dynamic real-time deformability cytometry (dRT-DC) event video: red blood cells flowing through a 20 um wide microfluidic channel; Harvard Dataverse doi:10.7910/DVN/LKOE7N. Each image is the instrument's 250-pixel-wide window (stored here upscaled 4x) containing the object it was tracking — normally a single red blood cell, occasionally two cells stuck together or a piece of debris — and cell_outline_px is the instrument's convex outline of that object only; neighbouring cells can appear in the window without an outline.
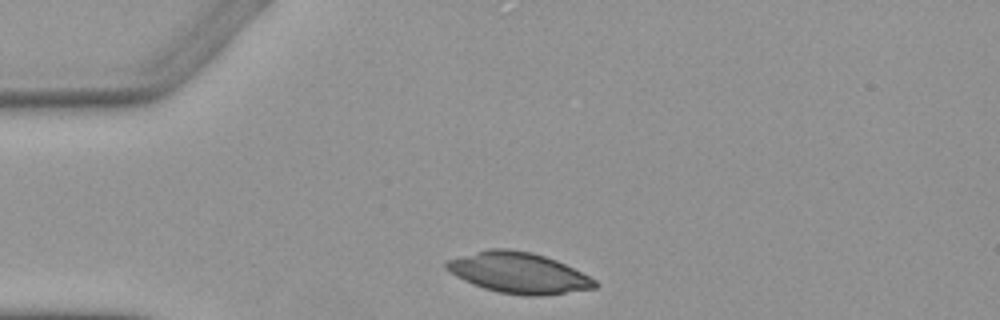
{"species": "Egyptian fruit bat (a non-hibernating species)", "species_latin": "Rousettus aegyptiacus", "temperature_condition": "warm", "stored_images_in_passage": 3, "segment_of_instrument_passage": [1, 2], "camera_frame_rate_fps": 3000, "um_per_image_px": 0.085, "animal": {"sex": "female"}, "frame": {"image": 1, "passage_image": 1, "time_ms": 0.0, "image_size_px": [1000, 320], "cell_outline_px": [[600, 284], [596, 288], [544, 296], [524, 296], [500, 292], [484, 288], [472, 284], [456, 276], [444, 268], [444, 264], [448, 260], [488, 248], [508, 248], [532, 252], [556, 260], [596, 280]], "centroid_in_image_um": [44.08, 23.19], "position_along_channel_um": 40.9, "area_um2": 35.26}}